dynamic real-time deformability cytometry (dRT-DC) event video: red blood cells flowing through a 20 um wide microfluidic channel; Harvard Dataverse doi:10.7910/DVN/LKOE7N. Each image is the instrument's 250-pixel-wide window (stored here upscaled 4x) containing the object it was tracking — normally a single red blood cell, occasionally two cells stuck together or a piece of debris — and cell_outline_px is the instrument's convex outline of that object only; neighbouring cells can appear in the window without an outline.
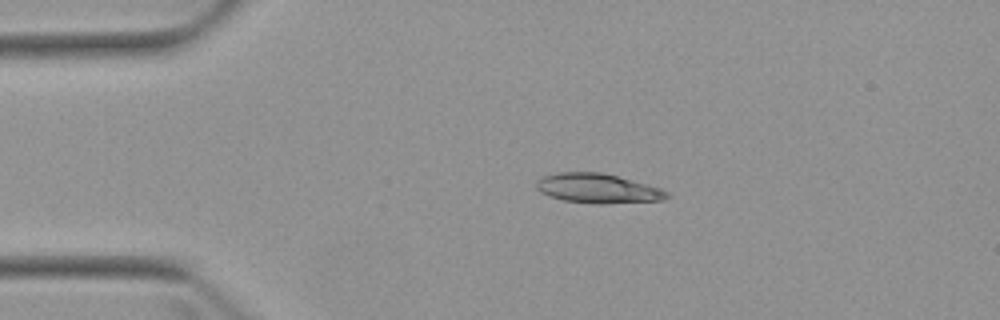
{"species": "Egyptian fruit bat (a non-hibernating species)", "species_latin": "Rousettus aegyptiacus", "temperature_condition": "warm", "stored_images_in_passage": 5, "camera_frame_rate_fps": 3000, "um_per_image_px": 0.085, "animal": {"sex": "female"}, "frame": {"image": 1, "passage_image": 4, "time_ms": 3.333, "image_size_px": [1000, 320], "cell_outline_px": [[668, 196], [664, 200], [600, 204], [564, 200], [548, 196], [540, 192], [536, 188], [536, 180], [544, 176], [560, 172], [600, 172], [632, 180], [660, 188], [668, 192]], "centroid_in_image_um": [50.78, 16.01], "position_along_channel_um": 34.2, "area_um2": 22.25}}